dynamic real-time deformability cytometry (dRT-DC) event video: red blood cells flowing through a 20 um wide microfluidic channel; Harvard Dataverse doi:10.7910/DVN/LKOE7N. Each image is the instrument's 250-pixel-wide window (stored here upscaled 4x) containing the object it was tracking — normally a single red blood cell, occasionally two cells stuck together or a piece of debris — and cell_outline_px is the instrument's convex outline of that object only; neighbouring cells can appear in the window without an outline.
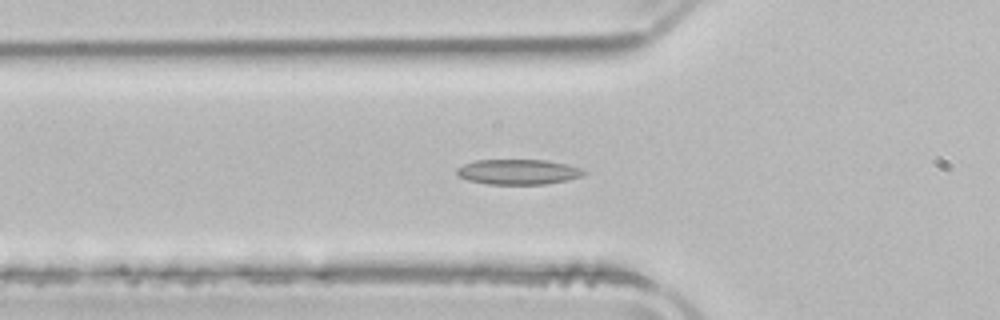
{"species": "common noctule bat (a hibernating species)", "species_latin": "Nyctalus noctula", "temperature_condition": "room temperature", "stored_images_in_passage": 52, "camera_frame_rate_fps": 3000, "um_per_image_px": 0.085, "animal": {"sex": "male", "body_mass_g": 21.5, "forearm_length_mm": 52.0}, "frame": {"image": 1, "passage_image": 17, "time_ms": 5.333, "image_size_px": [1000, 320], "cell_outline_px": [[588, 172], [584, 176], [568, 180], [544, 184], [488, 184], [468, 180], [460, 176], [456, 172], [456, 168], [464, 164], [476, 160], [544, 160], [568, 164], [584, 168]], "centroid_in_image_um": [44.12, 14.61], "position_along_channel_um": 81.7, "area_um2": 18.79}}
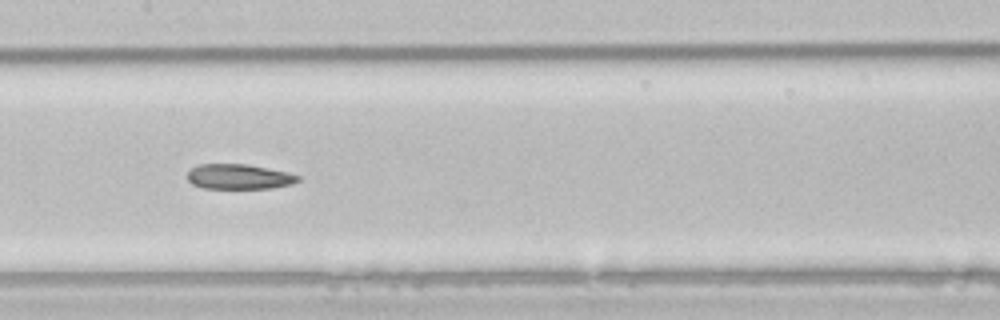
{"frame": {"image": 2, "passage_image": 25, "time_ms": 8.0, "image_size_px": [1000, 320], "cell_outline_px": [[300, 180], [292, 184], [272, 188], [204, 188], [192, 184], [188, 180], [188, 172], [196, 164], [248, 164], [288, 172], [300, 176]], "centroid_in_image_um": [20.32, 15.01], "position_along_channel_um": 187.1, "area_um2": 16.18}}
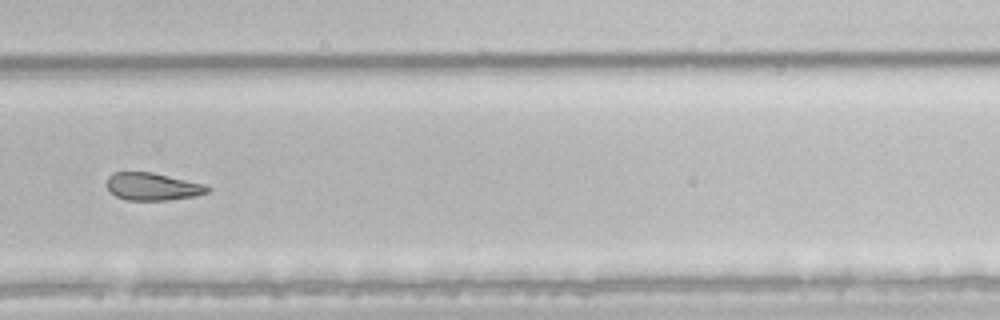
{"frame": {"image": 3, "passage_image": 35, "time_ms": 11.333, "image_size_px": [1000, 320], "cell_outline_px": [[212, 188], [208, 192], [196, 196], [168, 200], [128, 200], [116, 196], [108, 192], [104, 184], [108, 176], [112, 172], [152, 172], [208, 184]], "centroid_in_image_um": [12.96, 15.85], "position_along_channel_um": 316.8, "area_um2": 16.65}, "authors_computed_cell_mechanics": {"area_um2": 18.785, "velocity_mm_per_s": 3.9171, "shape_relaxation_time_tau1_ms": null, "shape_relaxation_time_tau2_ms": 10.2346, "deformation_change_tau1": null, "deformation_change_tau2": 0.1985}}